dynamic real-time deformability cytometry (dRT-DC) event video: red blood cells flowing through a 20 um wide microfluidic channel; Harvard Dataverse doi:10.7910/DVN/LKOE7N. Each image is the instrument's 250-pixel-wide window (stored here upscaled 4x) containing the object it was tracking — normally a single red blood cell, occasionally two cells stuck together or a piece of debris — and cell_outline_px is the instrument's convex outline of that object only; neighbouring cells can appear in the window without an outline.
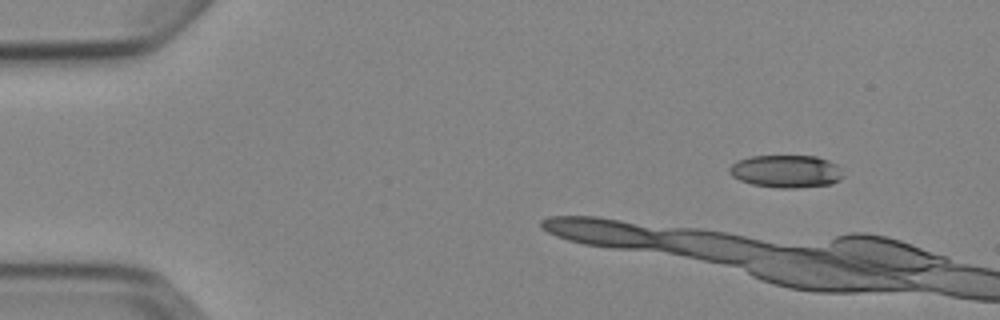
{"species": "Egyptian fruit bat (a non-hibernating species)", "species_latin": "Rousettus aegyptiacus", "temperature_condition": "cold", "stored_images_in_passage": 6, "camera_frame_rate_fps": 3000, "um_per_image_px": 0.085, "animal": {"sex": "female"}, "frame": {"image": 1, "passage_image": 1, "time_ms": 0.0, "image_size_px": [1000, 320], "cell_outline_px": [[844, 176], [840, 180], [832, 184], [796, 188], [780, 188], [752, 184], [740, 180], [732, 176], [728, 172], [728, 168], [736, 160], [752, 156], [816, 156], [828, 160], [836, 164], [840, 168]], "centroid_in_image_um": [66.82, 14.56], "position_along_channel_um": 18.2, "area_um2": 21.79}}